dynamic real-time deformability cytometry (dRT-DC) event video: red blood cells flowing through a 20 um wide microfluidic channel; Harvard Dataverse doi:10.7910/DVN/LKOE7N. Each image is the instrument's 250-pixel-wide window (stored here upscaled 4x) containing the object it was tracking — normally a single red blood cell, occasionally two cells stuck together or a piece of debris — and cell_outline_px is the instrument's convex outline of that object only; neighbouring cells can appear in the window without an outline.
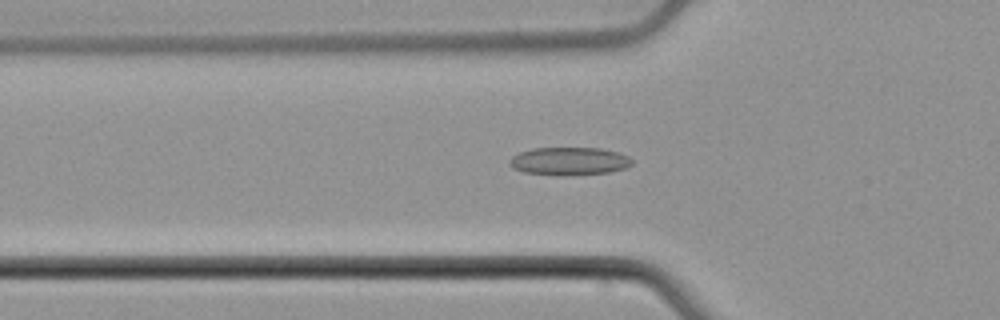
{"species": "common noctule bat (a hibernating species)", "species_latin": "Nyctalus noctula", "temperature_condition": "cold", "stored_images_in_passage": 34, "camera_frame_rate_fps": 3000, "um_per_image_px": 0.085, "animal": {"sex": "male", "body_mass_g": 21.5, "forearm_length_mm": 52.0}, "frame": {"image": 1, "passage_image": 19, "time_ms": 6.0, "image_size_px": [1000, 320], "cell_outline_px": [[632, 164], [624, 168], [608, 172], [572, 176], [556, 176], [524, 172], [512, 168], [508, 164], [508, 160], [512, 156], [520, 152], [532, 148], [600, 148], [616, 152], [628, 156], [632, 160]], "centroid_in_image_um": [48.33, 13.71], "position_along_channel_um": 77.5, "area_um2": 20.17}}
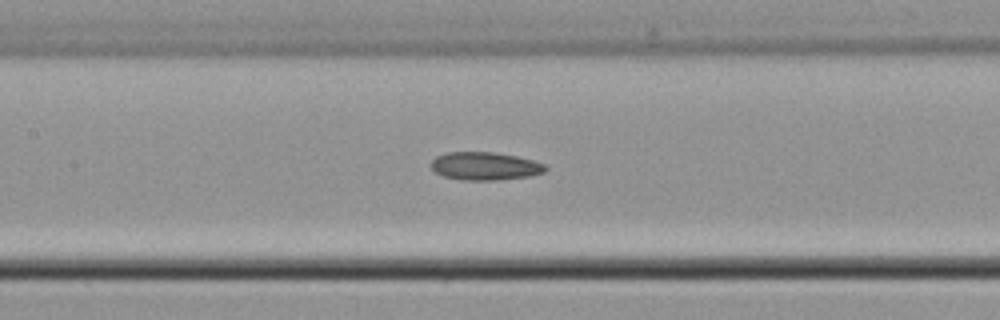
{"frame": {"image": 2, "passage_image": 26, "time_ms": 8.333, "image_size_px": [1000, 320], "cell_outline_px": [[548, 168], [544, 172], [528, 176], [496, 180], [460, 180], [444, 176], [436, 172], [432, 168], [432, 160], [436, 156], [448, 152], [492, 152], [516, 156], [532, 160], [544, 164]], "centroid_in_image_um": [41.21, 14.12], "position_along_channel_um": 166.2, "area_um2": 18.5}}
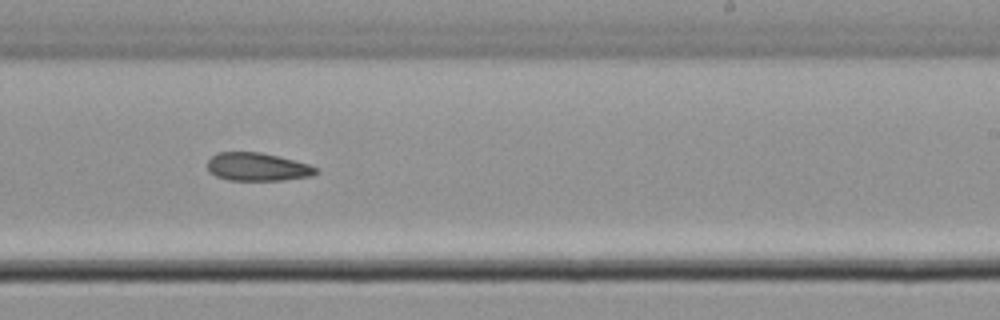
{"frame": {"image": 3, "passage_image": 34, "time_ms": 11.0, "image_size_px": [1000, 320], "cell_outline_px": [[320, 172], [312, 176], [284, 180], [228, 180], [216, 176], [208, 168], [208, 160], [212, 156], [220, 152], [260, 152], [308, 164], [320, 168]], "centroid_in_image_um": [21.93, 14.19], "position_along_channel_um": 267.1, "area_um2": 17.69}}